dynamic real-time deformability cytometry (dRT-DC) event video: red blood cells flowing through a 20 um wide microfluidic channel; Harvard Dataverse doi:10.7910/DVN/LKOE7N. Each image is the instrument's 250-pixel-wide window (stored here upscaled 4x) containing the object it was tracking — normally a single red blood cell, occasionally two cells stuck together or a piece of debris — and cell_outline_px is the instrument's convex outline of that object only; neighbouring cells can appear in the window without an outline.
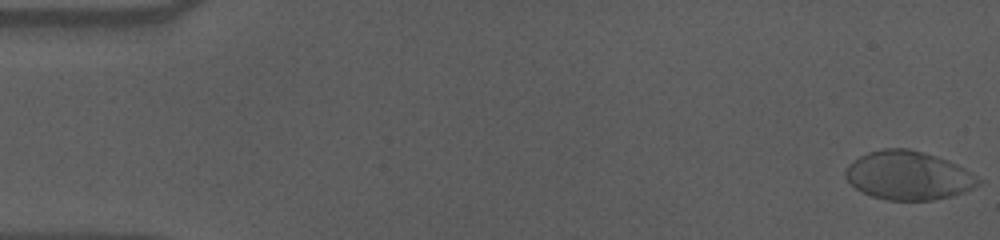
{"species": "human", "species_latin": "Homo sapiens", "temperature_condition": "cold", "stored_images_in_passage": 57, "camera_frame_rate_fps": 3000, "um_per_image_px": 0.085, "donor": {"sex": "male"}, "frame": {"image": 1, "passage_image": 1, "time_ms": 0.0, "image_size_px": [1000, 240], "cell_outline_px": [[984, 180], [980, 184], [964, 192], [952, 196], [932, 200], [888, 200], [872, 196], [860, 192], [844, 176], [844, 172], [848, 164], [860, 156], [868, 152], [884, 148], [908, 148], [924, 152], [948, 160], [972, 172]], "centroid_in_image_um": [77.23, 14.91], "position_along_channel_um": 7.8, "area_um2": 37.92}}
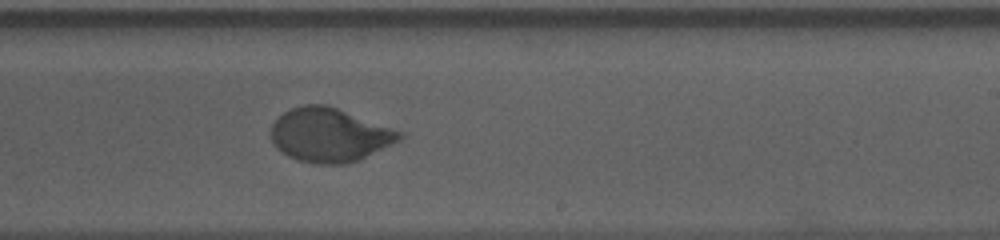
{"frame": {"image": 2, "passage_image": 35, "time_ms": 11.333, "image_size_px": [1000, 240], "cell_outline_px": [[404, 136], [400, 140], [360, 160], [344, 164], [316, 164], [296, 160], [280, 152], [272, 144], [272, 124], [284, 112], [292, 108], [304, 104], [328, 104], [404, 132]], "centroid_in_image_um": [28.02, 11.48], "position_along_channel_um": 261.0, "area_um2": 40.63}}
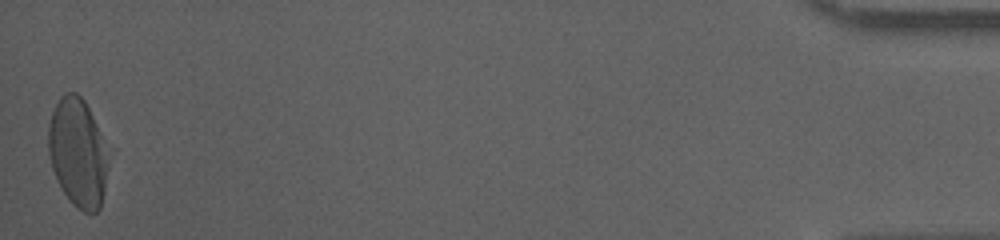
{"frame": {"image": 3, "passage_image": 57, "time_ms": 18.667, "image_size_px": [1000, 240], "cell_outline_px": [[112, 148], [100, 208], [96, 212], [84, 212], [72, 204], [64, 192], [52, 168], [48, 152], [48, 124], [52, 112], [60, 96], [64, 92], [76, 92], [84, 100]], "centroid_in_image_um": [6.67, 12.93], "position_along_channel_um": 428.5, "area_um2": 38.84}, "authors_computed_cell_mechanics": {"area_um2": 39.0728, "velocity_mm_per_s": 3.5532, "shape_relaxation_time_tau1_ms": 4.1765, "shape_relaxation_time_tau2_ms": null, "deformation_change_tau1": 0.1756, "deformation_change_tau2": null}}